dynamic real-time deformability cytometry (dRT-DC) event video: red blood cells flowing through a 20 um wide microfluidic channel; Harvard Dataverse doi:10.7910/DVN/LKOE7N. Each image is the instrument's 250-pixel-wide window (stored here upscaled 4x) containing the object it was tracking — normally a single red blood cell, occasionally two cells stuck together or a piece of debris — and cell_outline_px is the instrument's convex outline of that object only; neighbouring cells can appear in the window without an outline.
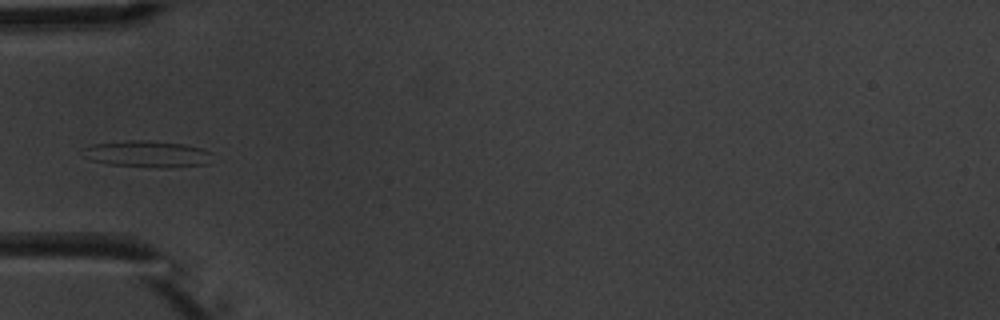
{"species": "common noctule bat (a hibernating species)", "species_latin": "Nyctalus noctula", "temperature_condition": "warm", "stored_images_in_passage": 5, "camera_frame_rate_fps": 3000, "um_per_image_px": 0.085, "animal": {"sex": "male", "body_mass_g": 20.1, "forearm_length_mm": 53.5}, "frame": {"image": 1, "passage_image": 5, "time_ms": 5.667, "image_size_px": [1000, 320], "cell_outline_px": [[212, 152], [208, 164], [172, 168], [156, 168], [108, 164], [92, 160], [84, 156], [80, 152], [80, 148], [92, 144], [128, 140], [144, 140], [184, 144], [204, 148]], "centroid_in_image_um": [12.51, 13.09], "position_along_channel_um": 72.5, "area_um2": 20.46}}